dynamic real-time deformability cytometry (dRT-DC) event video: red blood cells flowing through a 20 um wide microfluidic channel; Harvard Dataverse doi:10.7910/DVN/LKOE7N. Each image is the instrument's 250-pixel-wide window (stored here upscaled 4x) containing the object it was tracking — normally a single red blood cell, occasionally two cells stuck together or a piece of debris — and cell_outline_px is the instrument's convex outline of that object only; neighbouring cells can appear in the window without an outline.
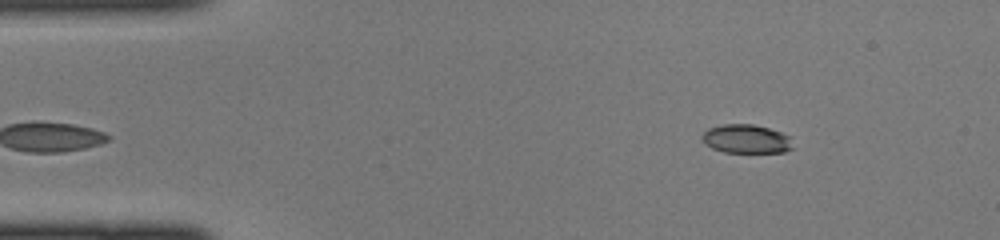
{"species": "common noctule bat (a hibernating species)", "species_latin": "Nyctalus noctula", "temperature_condition": "cold", "stored_images_in_passage": 41, "camera_frame_rate_fps": 3000, "um_per_image_px": 0.085, "animal": {"sex": "female", "body_mass_g": 22.0, "forearm_length_mm": 56.7}, "frame": {"image": 1, "passage_image": 2, "time_ms": 0.333, "image_size_px": [1000, 240], "cell_outline_px": [[792, 148], [784, 152], [724, 152], [712, 148], [704, 144], [700, 136], [708, 128], [724, 124], [752, 124], [768, 128], [792, 136]], "centroid_in_image_um": [63.42, 11.81], "position_along_channel_um": 21.6, "area_um2": 15.32}}
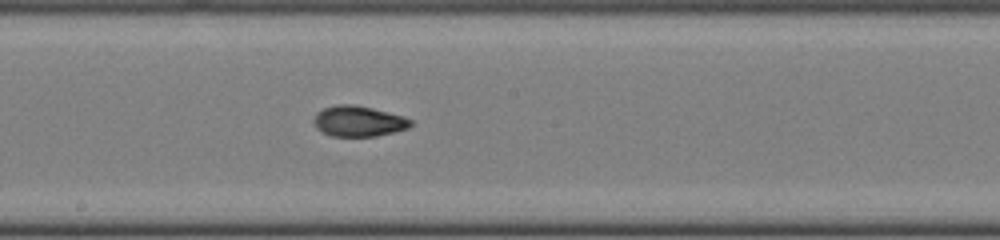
{"frame": {"image": 2, "passage_image": 20, "time_ms": 6.333, "image_size_px": [1000, 240], "cell_outline_px": [[412, 124], [408, 128], [376, 136], [332, 136], [320, 132], [316, 128], [312, 120], [316, 112], [324, 108], [336, 104], [352, 104], [372, 108], [404, 116], [412, 120]], "centroid_in_image_um": [30.43, 10.3], "position_along_channel_um": 217.8, "area_um2": 17.4}}
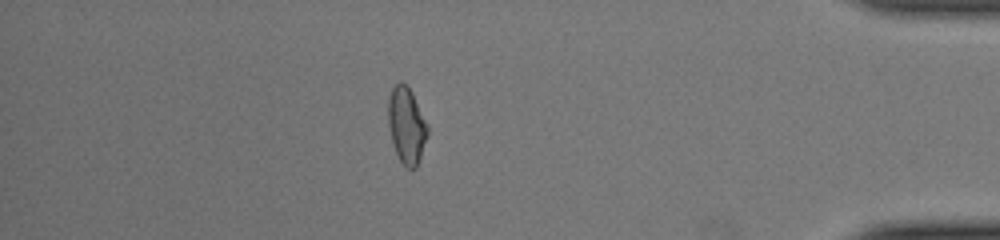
{"frame": {"image": 3, "passage_image": 35, "time_ms": 11.333, "image_size_px": [1000, 240], "cell_outline_px": [[428, 132], [416, 168], [408, 168], [400, 160], [396, 152], [392, 140], [388, 124], [388, 100], [392, 88], [400, 80], [412, 92], [428, 124]], "centroid_in_image_um": [34.55, 10.62], "position_along_channel_um": 400.6, "area_um2": 17.22}}